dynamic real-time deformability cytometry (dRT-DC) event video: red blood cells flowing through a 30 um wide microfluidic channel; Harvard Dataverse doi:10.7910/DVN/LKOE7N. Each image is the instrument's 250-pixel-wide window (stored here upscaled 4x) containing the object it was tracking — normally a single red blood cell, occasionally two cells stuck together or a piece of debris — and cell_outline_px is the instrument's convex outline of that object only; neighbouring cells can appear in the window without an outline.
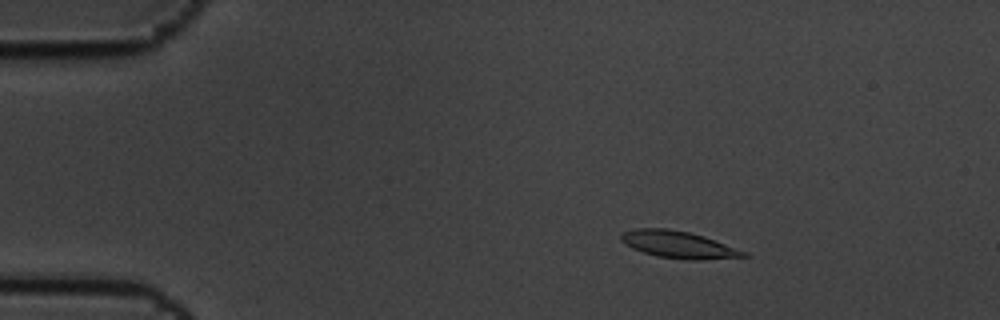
{"species": "common noctule bat (a hibernating species)", "species_latin": "Nyctalus noctula", "temperature_condition": "cold", "stored_images_in_passage": 5, "camera_frame_rate_fps": 3000, "um_per_image_px": 0.085, "animal": {"sex": "male", "body_mass_g": 19.5, "forearm_length_mm": 54.6}, "frame": {"image": 1, "passage_image": 3, "time_ms": 0.667, "image_size_px": [1000, 320], "cell_outline_px": [[752, 256], [704, 260], [684, 260], [656, 256], [632, 248], [620, 240], [620, 236], [624, 232], [636, 228], [668, 228], [688, 232], [704, 236], [748, 252]], "centroid_in_image_um": [57.71, 20.8], "position_along_channel_um": 27.3, "area_um2": 19.48}}